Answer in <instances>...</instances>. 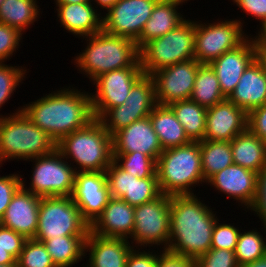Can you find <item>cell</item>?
I'll return each mask as SVG.
<instances>
[{
	"label": "cell",
	"mask_w": 266,
	"mask_h": 267,
	"mask_svg": "<svg viewBox=\"0 0 266 267\" xmlns=\"http://www.w3.org/2000/svg\"><path fill=\"white\" fill-rule=\"evenodd\" d=\"M62 88L22 106V111L56 144L73 131L93 121L90 93Z\"/></svg>",
	"instance_id": "cell-1"
},
{
	"label": "cell",
	"mask_w": 266,
	"mask_h": 267,
	"mask_svg": "<svg viewBox=\"0 0 266 267\" xmlns=\"http://www.w3.org/2000/svg\"><path fill=\"white\" fill-rule=\"evenodd\" d=\"M195 195L170 196V240L167 251L197 259L211 249L216 213Z\"/></svg>",
	"instance_id": "cell-2"
},
{
	"label": "cell",
	"mask_w": 266,
	"mask_h": 267,
	"mask_svg": "<svg viewBox=\"0 0 266 267\" xmlns=\"http://www.w3.org/2000/svg\"><path fill=\"white\" fill-rule=\"evenodd\" d=\"M84 39L87 46L74 58V65L77 64L78 70L91 78L90 81L112 70L141 67L139 49L134 40L103 30Z\"/></svg>",
	"instance_id": "cell-3"
},
{
	"label": "cell",
	"mask_w": 266,
	"mask_h": 267,
	"mask_svg": "<svg viewBox=\"0 0 266 267\" xmlns=\"http://www.w3.org/2000/svg\"><path fill=\"white\" fill-rule=\"evenodd\" d=\"M56 149L76 172H106L113 162V138L98 119L63 137Z\"/></svg>",
	"instance_id": "cell-4"
},
{
	"label": "cell",
	"mask_w": 266,
	"mask_h": 267,
	"mask_svg": "<svg viewBox=\"0 0 266 267\" xmlns=\"http://www.w3.org/2000/svg\"><path fill=\"white\" fill-rule=\"evenodd\" d=\"M159 188L164 195H194L192 188L205 183L200 142L163 150L156 165ZM192 187V188H191Z\"/></svg>",
	"instance_id": "cell-5"
},
{
	"label": "cell",
	"mask_w": 266,
	"mask_h": 267,
	"mask_svg": "<svg viewBox=\"0 0 266 267\" xmlns=\"http://www.w3.org/2000/svg\"><path fill=\"white\" fill-rule=\"evenodd\" d=\"M16 110L0 117V167L6 160L28 161L56 149V142L37 127L21 107Z\"/></svg>",
	"instance_id": "cell-6"
},
{
	"label": "cell",
	"mask_w": 266,
	"mask_h": 267,
	"mask_svg": "<svg viewBox=\"0 0 266 267\" xmlns=\"http://www.w3.org/2000/svg\"><path fill=\"white\" fill-rule=\"evenodd\" d=\"M195 21L185 20L162 37L152 39L140 50V63L144 74L194 58Z\"/></svg>",
	"instance_id": "cell-7"
},
{
	"label": "cell",
	"mask_w": 266,
	"mask_h": 267,
	"mask_svg": "<svg viewBox=\"0 0 266 267\" xmlns=\"http://www.w3.org/2000/svg\"><path fill=\"white\" fill-rule=\"evenodd\" d=\"M90 225L82 218L71 196L41 197L38 228L34 239L87 236Z\"/></svg>",
	"instance_id": "cell-8"
},
{
	"label": "cell",
	"mask_w": 266,
	"mask_h": 267,
	"mask_svg": "<svg viewBox=\"0 0 266 267\" xmlns=\"http://www.w3.org/2000/svg\"><path fill=\"white\" fill-rule=\"evenodd\" d=\"M64 159V160H63ZM31 181L27 188L22 178V187L40 197L72 196L76 171L69 162L55 149L52 153L35 157Z\"/></svg>",
	"instance_id": "cell-9"
},
{
	"label": "cell",
	"mask_w": 266,
	"mask_h": 267,
	"mask_svg": "<svg viewBox=\"0 0 266 267\" xmlns=\"http://www.w3.org/2000/svg\"><path fill=\"white\" fill-rule=\"evenodd\" d=\"M243 24L238 18L216 23L195 21V60L200 64H210L225 52L243 44L251 36L245 33Z\"/></svg>",
	"instance_id": "cell-10"
},
{
	"label": "cell",
	"mask_w": 266,
	"mask_h": 267,
	"mask_svg": "<svg viewBox=\"0 0 266 267\" xmlns=\"http://www.w3.org/2000/svg\"><path fill=\"white\" fill-rule=\"evenodd\" d=\"M132 238V240H130ZM130 243L139 246L156 247L160 244L167 250L170 240V196L161 194L158 198L134 207V228ZM137 244V245H136Z\"/></svg>",
	"instance_id": "cell-11"
},
{
	"label": "cell",
	"mask_w": 266,
	"mask_h": 267,
	"mask_svg": "<svg viewBox=\"0 0 266 267\" xmlns=\"http://www.w3.org/2000/svg\"><path fill=\"white\" fill-rule=\"evenodd\" d=\"M156 105L153 79L150 75L144 74L132 86L126 101L107 110L98 120L113 136L131 123L148 117Z\"/></svg>",
	"instance_id": "cell-12"
},
{
	"label": "cell",
	"mask_w": 266,
	"mask_h": 267,
	"mask_svg": "<svg viewBox=\"0 0 266 267\" xmlns=\"http://www.w3.org/2000/svg\"><path fill=\"white\" fill-rule=\"evenodd\" d=\"M143 75L142 67H126L95 78L92 82L96 93H90L94 118L99 119L110 108L122 105L132 86Z\"/></svg>",
	"instance_id": "cell-13"
},
{
	"label": "cell",
	"mask_w": 266,
	"mask_h": 267,
	"mask_svg": "<svg viewBox=\"0 0 266 267\" xmlns=\"http://www.w3.org/2000/svg\"><path fill=\"white\" fill-rule=\"evenodd\" d=\"M158 0H120L102 17V30L136 41Z\"/></svg>",
	"instance_id": "cell-14"
},
{
	"label": "cell",
	"mask_w": 266,
	"mask_h": 267,
	"mask_svg": "<svg viewBox=\"0 0 266 267\" xmlns=\"http://www.w3.org/2000/svg\"><path fill=\"white\" fill-rule=\"evenodd\" d=\"M200 63L191 59L162 68L150 76L155 87V98L159 105L189 100L193 91Z\"/></svg>",
	"instance_id": "cell-15"
},
{
	"label": "cell",
	"mask_w": 266,
	"mask_h": 267,
	"mask_svg": "<svg viewBox=\"0 0 266 267\" xmlns=\"http://www.w3.org/2000/svg\"><path fill=\"white\" fill-rule=\"evenodd\" d=\"M72 199L91 225L112 198L105 172H76Z\"/></svg>",
	"instance_id": "cell-16"
},
{
	"label": "cell",
	"mask_w": 266,
	"mask_h": 267,
	"mask_svg": "<svg viewBox=\"0 0 266 267\" xmlns=\"http://www.w3.org/2000/svg\"><path fill=\"white\" fill-rule=\"evenodd\" d=\"M105 173L111 197L121 199L131 206L135 207L150 202L162 194L158 177H134L114 161Z\"/></svg>",
	"instance_id": "cell-17"
},
{
	"label": "cell",
	"mask_w": 266,
	"mask_h": 267,
	"mask_svg": "<svg viewBox=\"0 0 266 267\" xmlns=\"http://www.w3.org/2000/svg\"><path fill=\"white\" fill-rule=\"evenodd\" d=\"M247 129V113L228 98L207 108L204 140L231 141Z\"/></svg>",
	"instance_id": "cell-18"
},
{
	"label": "cell",
	"mask_w": 266,
	"mask_h": 267,
	"mask_svg": "<svg viewBox=\"0 0 266 267\" xmlns=\"http://www.w3.org/2000/svg\"><path fill=\"white\" fill-rule=\"evenodd\" d=\"M112 138L113 155L141 152L157 162L163 151L149 116L119 130Z\"/></svg>",
	"instance_id": "cell-19"
},
{
	"label": "cell",
	"mask_w": 266,
	"mask_h": 267,
	"mask_svg": "<svg viewBox=\"0 0 266 267\" xmlns=\"http://www.w3.org/2000/svg\"><path fill=\"white\" fill-rule=\"evenodd\" d=\"M41 197L27 191L22 186L13 195L0 224L32 239L38 228Z\"/></svg>",
	"instance_id": "cell-20"
},
{
	"label": "cell",
	"mask_w": 266,
	"mask_h": 267,
	"mask_svg": "<svg viewBox=\"0 0 266 267\" xmlns=\"http://www.w3.org/2000/svg\"><path fill=\"white\" fill-rule=\"evenodd\" d=\"M256 57L254 41L249 37L239 47L225 52L209 64L215 71L221 92L226 98L234 91L245 69Z\"/></svg>",
	"instance_id": "cell-21"
},
{
	"label": "cell",
	"mask_w": 266,
	"mask_h": 267,
	"mask_svg": "<svg viewBox=\"0 0 266 267\" xmlns=\"http://www.w3.org/2000/svg\"><path fill=\"white\" fill-rule=\"evenodd\" d=\"M256 180V172L233 163L214 174L206 184L224 193L228 198L240 202L241 206L248 209L256 193Z\"/></svg>",
	"instance_id": "cell-22"
},
{
	"label": "cell",
	"mask_w": 266,
	"mask_h": 267,
	"mask_svg": "<svg viewBox=\"0 0 266 267\" xmlns=\"http://www.w3.org/2000/svg\"><path fill=\"white\" fill-rule=\"evenodd\" d=\"M228 99L246 113L266 104V68L256 57L245 69Z\"/></svg>",
	"instance_id": "cell-23"
},
{
	"label": "cell",
	"mask_w": 266,
	"mask_h": 267,
	"mask_svg": "<svg viewBox=\"0 0 266 267\" xmlns=\"http://www.w3.org/2000/svg\"><path fill=\"white\" fill-rule=\"evenodd\" d=\"M134 228V206L111 198L102 213L90 225V232L107 238L129 239Z\"/></svg>",
	"instance_id": "cell-24"
},
{
	"label": "cell",
	"mask_w": 266,
	"mask_h": 267,
	"mask_svg": "<svg viewBox=\"0 0 266 267\" xmlns=\"http://www.w3.org/2000/svg\"><path fill=\"white\" fill-rule=\"evenodd\" d=\"M134 248L128 239L97 236L90 231L85 242L86 267H126L129 253Z\"/></svg>",
	"instance_id": "cell-25"
},
{
	"label": "cell",
	"mask_w": 266,
	"mask_h": 267,
	"mask_svg": "<svg viewBox=\"0 0 266 267\" xmlns=\"http://www.w3.org/2000/svg\"><path fill=\"white\" fill-rule=\"evenodd\" d=\"M187 1L189 0H158L141 35L135 41L138 49L140 50L152 39L162 37L182 24L186 19L179 12L178 6H182Z\"/></svg>",
	"instance_id": "cell-26"
},
{
	"label": "cell",
	"mask_w": 266,
	"mask_h": 267,
	"mask_svg": "<svg viewBox=\"0 0 266 267\" xmlns=\"http://www.w3.org/2000/svg\"><path fill=\"white\" fill-rule=\"evenodd\" d=\"M92 3L56 5L59 22L68 33L77 37H87L102 30L101 12ZM101 17V18H100Z\"/></svg>",
	"instance_id": "cell-27"
},
{
	"label": "cell",
	"mask_w": 266,
	"mask_h": 267,
	"mask_svg": "<svg viewBox=\"0 0 266 267\" xmlns=\"http://www.w3.org/2000/svg\"><path fill=\"white\" fill-rule=\"evenodd\" d=\"M162 150L183 146L191 142L184 127L168 105L157 104L149 115Z\"/></svg>",
	"instance_id": "cell-28"
},
{
	"label": "cell",
	"mask_w": 266,
	"mask_h": 267,
	"mask_svg": "<svg viewBox=\"0 0 266 267\" xmlns=\"http://www.w3.org/2000/svg\"><path fill=\"white\" fill-rule=\"evenodd\" d=\"M233 163L258 173L266 165V143L246 129L231 141Z\"/></svg>",
	"instance_id": "cell-29"
},
{
	"label": "cell",
	"mask_w": 266,
	"mask_h": 267,
	"mask_svg": "<svg viewBox=\"0 0 266 267\" xmlns=\"http://www.w3.org/2000/svg\"><path fill=\"white\" fill-rule=\"evenodd\" d=\"M87 236H61L44 240L43 244L56 267H71L85 258Z\"/></svg>",
	"instance_id": "cell-30"
},
{
	"label": "cell",
	"mask_w": 266,
	"mask_h": 267,
	"mask_svg": "<svg viewBox=\"0 0 266 267\" xmlns=\"http://www.w3.org/2000/svg\"><path fill=\"white\" fill-rule=\"evenodd\" d=\"M168 106L174 112L176 119L184 127L185 133L191 141L204 140L206 131V107L190 99L176 101Z\"/></svg>",
	"instance_id": "cell-31"
},
{
	"label": "cell",
	"mask_w": 266,
	"mask_h": 267,
	"mask_svg": "<svg viewBox=\"0 0 266 267\" xmlns=\"http://www.w3.org/2000/svg\"><path fill=\"white\" fill-rule=\"evenodd\" d=\"M37 0H4L0 5V23L18 29L22 34L40 16Z\"/></svg>",
	"instance_id": "cell-32"
},
{
	"label": "cell",
	"mask_w": 266,
	"mask_h": 267,
	"mask_svg": "<svg viewBox=\"0 0 266 267\" xmlns=\"http://www.w3.org/2000/svg\"><path fill=\"white\" fill-rule=\"evenodd\" d=\"M200 153L205 182L214 174L233 164L230 141L201 140Z\"/></svg>",
	"instance_id": "cell-33"
},
{
	"label": "cell",
	"mask_w": 266,
	"mask_h": 267,
	"mask_svg": "<svg viewBox=\"0 0 266 267\" xmlns=\"http://www.w3.org/2000/svg\"><path fill=\"white\" fill-rule=\"evenodd\" d=\"M225 99L213 68L209 64H200L190 100L209 108Z\"/></svg>",
	"instance_id": "cell-34"
},
{
	"label": "cell",
	"mask_w": 266,
	"mask_h": 267,
	"mask_svg": "<svg viewBox=\"0 0 266 267\" xmlns=\"http://www.w3.org/2000/svg\"><path fill=\"white\" fill-rule=\"evenodd\" d=\"M266 234V227H264ZM266 237V235H265ZM258 230L240 232L235 248V258L239 267L252 263L266 255V238Z\"/></svg>",
	"instance_id": "cell-35"
},
{
	"label": "cell",
	"mask_w": 266,
	"mask_h": 267,
	"mask_svg": "<svg viewBox=\"0 0 266 267\" xmlns=\"http://www.w3.org/2000/svg\"><path fill=\"white\" fill-rule=\"evenodd\" d=\"M113 157V161L116 162L120 168L130 173L134 177H157V162L146 154L141 152H133L123 153L121 155H113Z\"/></svg>",
	"instance_id": "cell-36"
},
{
	"label": "cell",
	"mask_w": 266,
	"mask_h": 267,
	"mask_svg": "<svg viewBox=\"0 0 266 267\" xmlns=\"http://www.w3.org/2000/svg\"><path fill=\"white\" fill-rule=\"evenodd\" d=\"M17 267H56L43 242L27 239L16 260Z\"/></svg>",
	"instance_id": "cell-37"
},
{
	"label": "cell",
	"mask_w": 266,
	"mask_h": 267,
	"mask_svg": "<svg viewBox=\"0 0 266 267\" xmlns=\"http://www.w3.org/2000/svg\"><path fill=\"white\" fill-rule=\"evenodd\" d=\"M23 68L0 63V109L14 94L19 83H23L22 80L26 78L27 70ZM0 117H4V115H0Z\"/></svg>",
	"instance_id": "cell-38"
},
{
	"label": "cell",
	"mask_w": 266,
	"mask_h": 267,
	"mask_svg": "<svg viewBox=\"0 0 266 267\" xmlns=\"http://www.w3.org/2000/svg\"><path fill=\"white\" fill-rule=\"evenodd\" d=\"M240 232L241 229L238 227H234L231 223L221 224L218 219L213 227L211 248L235 251Z\"/></svg>",
	"instance_id": "cell-39"
},
{
	"label": "cell",
	"mask_w": 266,
	"mask_h": 267,
	"mask_svg": "<svg viewBox=\"0 0 266 267\" xmlns=\"http://www.w3.org/2000/svg\"><path fill=\"white\" fill-rule=\"evenodd\" d=\"M195 267H239L235 251L227 249H210L195 260Z\"/></svg>",
	"instance_id": "cell-40"
},
{
	"label": "cell",
	"mask_w": 266,
	"mask_h": 267,
	"mask_svg": "<svg viewBox=\"0 0 266 267\" xmlns=\"http://www.w3.org/2000/svg\"><path fill=\"white\" fill-rule=\"evenodd\" d=\"M23 34L16 28L0 23V63L9 60L19 48Z\"/></svg>",
	"instance_id": "cell-41"
},
{
	"label": "cell",
	"mask_w": 266,
	"mask_h": 267,
	"mask_svg": "<svg viewBox=\"0 0 266 267\" xmlns=\"http://www.w3.org/2000/svg\"><path fill=\"white\" fill-rule=\"evenodd\" d=\"M247 210L257 214L266 227V165L257 173L256 193L252 205Z\"/></svg>",
	"instance_id": "cell-42"
},
{
	"label": "cell",
	"mask_w": 266,
	"mask_h": 267,
	"mask_svg": "<svg viewBox=\"0 0 266 267\" xmlns=\"http://www.w3.org/2000/svg\"><path fill=\"white\" fill-rule=\"evenodd\" d=\"M21 186L22 176L19 174H9L0 177V220L3 218L13 195Z\"/></svg>",
	"instance_id": "cell-43"
},
{
	"label": "cell",
	"mask_w": 266,
	"mask_h": 267,
	"mask_svg": "<svg viewBox=\"0 0 266 267\" xmlns=\"http://www.w3.org/2000/svg\"><path fill=\"white\" fill-rule=\"evenodd\" d=\"M27 238L0 224V248L18 259Z\"/></svg>",
	"instance_id": "cell-44"
},
{
	"label": "cell",
	"mask_w": 266,
	"mask_h": 267,
	"mask_svg": "<svg viewBox=\"0 0 266 267\" xmlns=\"http://www.w3.org/2000/svg\"><path fill=\"white\" fill-rule=\"evenodd\" d=\"M247 129L266 143V104L247 113Z\"/></svg>",
	"instance_id": "cell-45"
},
{
	"label": "cell",
	"mask_w": 266,
	"mask_h": 267,
	"mask_svg": "<svg viewBox=\"0 0 266 267\" xmlns=\"http://www.w3.org/2000/svg\"><path fill=\"white\" fill-rule=\"evenodd\" d=\"M247 15L259 19L260 25L266 22V0H232Z\"/></svg>",
	"instance_id": "cell-46"
},
{
	"label": "cell",
	"mask_w": 266,
	"mask_h": 267,
	"mask_svg": "<svg viewBox=\"0 0 266 267\" xmlns=\"http://www.w3.org/2000/svg\"><path fill=\"white\" fill-rule=\"evenodd\" d=\"M133 248L129 253L126 267H155L158 259V253L153 251H140V248ZM138 249V250H137ZM155 254H154V253Z\"/></svg>",
	"instance_id": "cell-47"
},
{
	"label": "cell",
	"mask_w": 266,
	"mask_h": 267,
	"mask_svg": "<svg viewBox=\"0 0 266 267\" xmlns=\"http://www.w3.org/2000/svg\"><path fill=\"white\" fill-rule=\"evenodd\" d=\"M155 267H195V259L160 250Z\"/></svg>",
	"instance_id": "cell-48"
},
{
	"label": "cell",
	"mask_w": 266,
	"mask_h": 267,
	"mask_svg": "<svg viewBox=\"0 0 266 267\" xmlns=\"http://www.w3.org/2000/svg\"><path fill=\"white\" fill-rule=\"evenodd\" d=\"M258 34L253 36L252 39L256 48L257 57H266V22L259 27Z\"/></svg>",
	"instance_id": "cell-49"
},
{
	"label": "cell",
	"mask_w": 266,
	"mask_h": 267,
	"mask_svg": "<svg viewBox=\"0 0 266 267\" xmlns=\"http://www.w3.org/2000/svg\"><path fill=\"white\" fill-rule=\"evenodd\" d=\"M0 264H16V259L9 252L0 248Z\"/></svg>",
	"instance_id": "cell-50"
},
{
	"label": "cell",
	"mask_w": 266,
	"mask_h": 267,
	"mask_svg": "<svg viewBox=\"0 0 266 267\" xmlns=\"http://www.w3.org/2000/svg\"><path fill=\"white\" fill-rule=\"evenodd\" d=\"M93 1H94L93 4H95V2L97 4L96 6H94L95 8L101 7V8L106 9L108 11L114 4H116L120 0H92V2Z\"/></svg>",
	"instance_id": "cell-51"
},
{
	"label": "cell",
	"mask_w": 266,
	"mask_h": 267,
	"mask_svg": "<svg viewBox=\"0 0 266 267\" xmlns=\"http://www.w3.org/2000/svg\"><path fill=\"white\" fill-rule=\"evenodd\" d=\"M242 267H266V255Z\"/></svg>",
	"instance_id": "cell-52"
},
{
	"label": "cell",
	"mask_w": 266,
	"mask_h": 267,
	"mask_svg": "<svg viewBox=\"0 0 266 267\" xmlns=\"http://www.w3.org/2000/svg\"><path fill=\"white\" fill-rule=\"evenodd\" d=\"M56 5L91 3L92 0H54Z\"/></svg>",
	"instance_id": "cell-53"
},
{
	"label": "cell",
	"mask_w": 266,
	"mask_h": 267,
	"mask_svg": "<svg viewBox=\"0 0 266 267\" xmlns=\"http://www.w3.org/2000/svg\"><path fill=\"white\" fill-rule=\"evenodd\" d=\"M0 267H17V264H0Z\"/></svg>",
	"instance_id": "cell-54"
},
{
	"label": "cell",
	"mask_w": 266,
	"mask_h": 267,
	"mask_svg": "<svg viewBox=\"0 0 266 267\" xmlns=\"http://www.w3.org/2000/svg\"><path fill=\"white\" fill-rule=\"evenodd\" d=\"M258 58L261 59L262 63L264 64L266 68V57H258Z\"/></svg>",
	"instance_id": "cell-55"
}]
</instances>
